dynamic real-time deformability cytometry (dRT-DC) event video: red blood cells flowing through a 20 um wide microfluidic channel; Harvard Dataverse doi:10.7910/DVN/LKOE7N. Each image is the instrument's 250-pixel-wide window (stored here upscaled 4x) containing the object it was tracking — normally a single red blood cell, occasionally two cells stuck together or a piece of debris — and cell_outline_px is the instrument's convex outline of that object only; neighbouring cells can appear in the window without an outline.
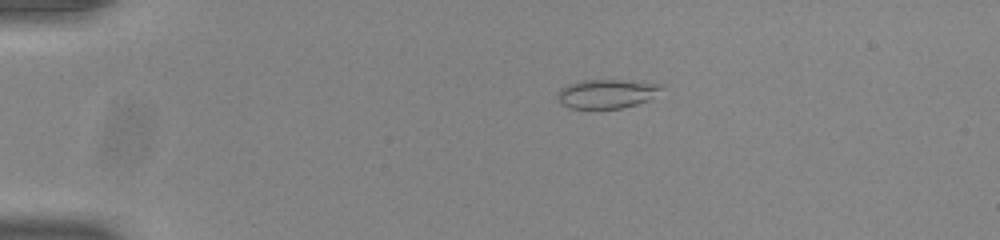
{"species": "common noctule bat (a hibernating species)", "species_latin": "Nyctalus noctula", "temperature_condition": "room temperature", "stored_images_in_passage": 44, "camera_frame_rate_fps": 3000, "um_per_image_px": 0.085, "animal": {"sex": "male", "body_mass_g": 20.0, "forearm_length_mm": 53.3}, "frame": {"image": 1, "passage_image": 2, "time_ms": 0.333, "image_size_px": [1000, 240], "cell_outline_px": [[664, 88], [648, 100], [624, 108], [572, 108], [560, 104], [556, 96], [556, 92], [560, 88], [568, 84], [580, 80], [616, 80], [664, 84]], "centroid_in_image_um": [51.53, 7.96], "position_along_channel_um": 33.5, "area_um2": 17.63}}
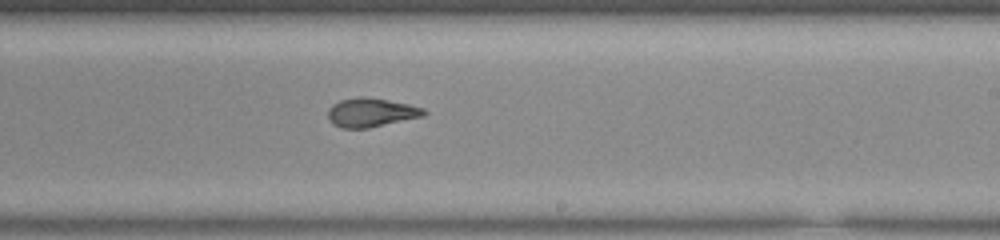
{"frame": {"image": 2, "passage_image": 24, "time_ms": 7.667, "image_size_px": [1000, 240], "cell_outline_px": [[428, 112], [424, 116], [368, 128], [340, 128], [332, 124], [328, 120], [328, 108], [332, 104], [340, 100], [360, 96], [364, 96], [388, 100], [408, 104], [424, 108]], "centroid_in_image_um": [31.52, 9.56], "position_along_channel_um": 257.5, "area_um2": 16.3}}
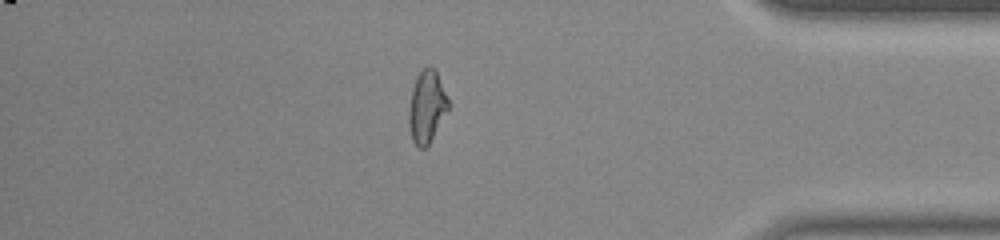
{"frame": {"image": 3, "passage_image": 37, "time_ms": 12.0, "image_size_px": [1000, 240], "cell_outline_px": [[452, 104], [428, 144], [424, 148], [420, 148], [412, 140], [408, 124], [408, 112], [412, 88], [416, 76], [428, 64], [436, 68]], "centroid_in_image_um": [36.3, 9.0], "position_along_channel_um": 398.9, "area_um2": 17.05}, "authors_computed_cell_mechanics": {"area_um2": 16.8487, "velocity_mm_per_s": 3.8878, "shape_relaxation_time_tau1_ms": 6.7996, "shape_relaxation_time_tau2_ms": 1.3239, "deformation_change_tau1": 0.2004, "deformation_change_tau2": 0.0725}}